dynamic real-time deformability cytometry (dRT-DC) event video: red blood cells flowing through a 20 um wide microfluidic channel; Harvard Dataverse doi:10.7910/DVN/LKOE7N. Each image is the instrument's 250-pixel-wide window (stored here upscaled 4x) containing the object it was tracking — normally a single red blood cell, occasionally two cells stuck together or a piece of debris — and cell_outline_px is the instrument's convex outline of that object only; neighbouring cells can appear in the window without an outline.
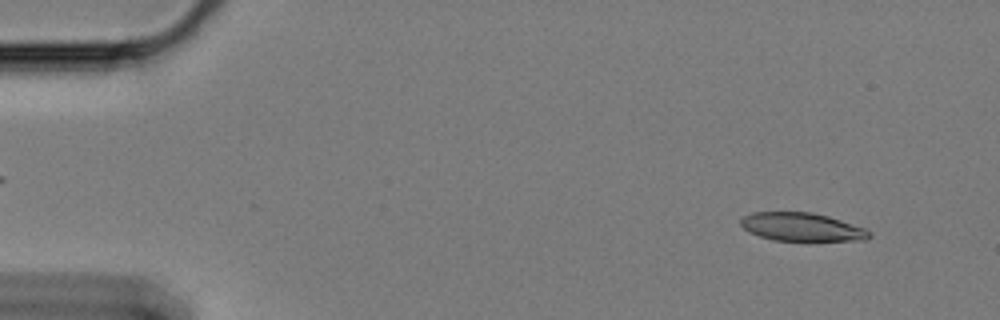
{"species": "Egyptian fruit bat (a non-hibernating species)", "species_latin": "Rousettus aegyptiacus", "temperature_condition": "cold", "stored_images_in_passage": 61, "segment_of_instrument_passage": [1, 2], "camera_frame_rate_fps": 3000, "um_per_image_px": 0.085, "animal": {"sex": "female"}, "frame": {"image": 1, "passage_image": 5, "time_ms": 1.333, "image_size_px": [1000, 320], "cell_outline_px": [[872, 236], [868, 240], [776, 240], [760, 236], [748, 232], [740, 224], [740, 220], [744, 216], [752, 212], [812, 212], [828, 216], [864, 228], [872, 232]], "centroid_in_image_um": [68.16, 19.29], "position_along_channel_um": 16.8, "area_um2": 21.04}}
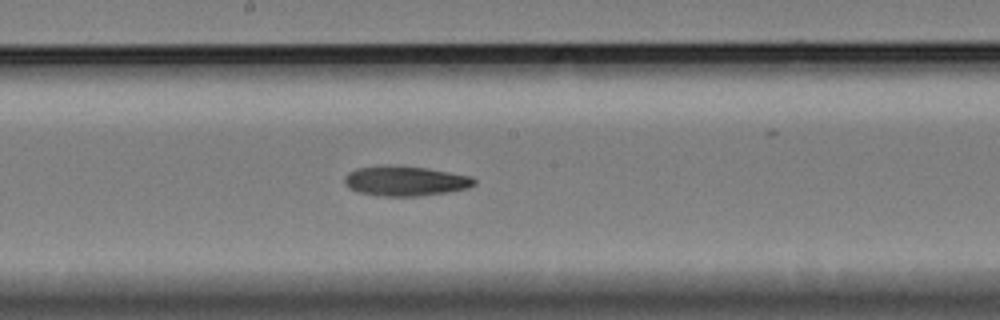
{"frame": {"image": 2, "passage_image": 32, "time_ms": 10.333, "image_size_px": [1000, 320], "cell_outline_px": [[476, 184], [468, 188], [444, 192], [416, 196], [384, 196], [360, 192], [352, 188], [344, 180], [344, 176], [348, 172], [356, 168], [384, 164], [388, 164], [428, 168], [472, 176], [476, 180]], "centroid_in_image_um": [34.47, 15.35], "position_along_channel_um": 213.7, "area_um2": 22.54}}
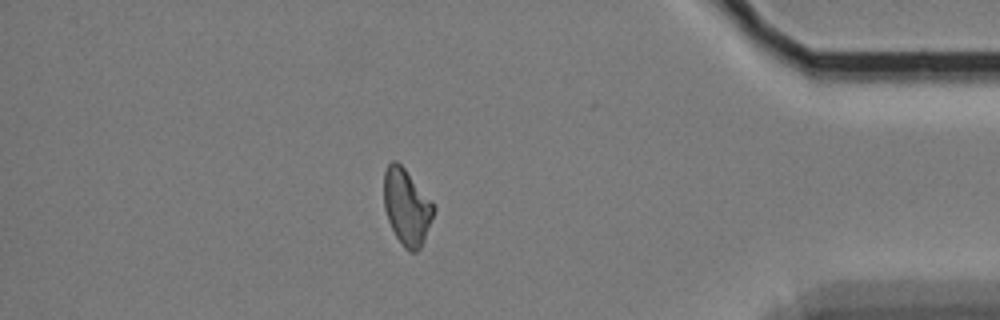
{"frame": {"image": 3, "passage_image": 52, "time_ms": 17.0, "image_size_px": [1000, 320], "cell_outline_px": [[436, 208], [424, 240], [420, 248], [416, 252], [408, 252], [404, 248], [396, 236], [388, 220], [384, 208], [384, 172], [388, 164], [392, 160], [396, 160], [404, 168], [432, 200]], "centroid_in_image_um": [34.57, 17.59], "position_along_channel_um": 400.6, "area_um2": 22.08}}